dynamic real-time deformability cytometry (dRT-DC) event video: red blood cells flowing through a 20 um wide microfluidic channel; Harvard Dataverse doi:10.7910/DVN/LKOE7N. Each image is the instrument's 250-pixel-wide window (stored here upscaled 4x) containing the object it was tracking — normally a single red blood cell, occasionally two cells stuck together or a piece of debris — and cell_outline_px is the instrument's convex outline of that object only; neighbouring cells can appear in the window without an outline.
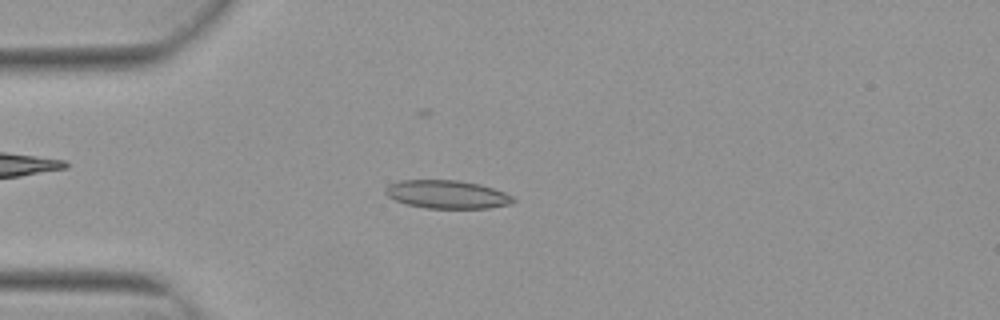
{"species": "Egyptian fruit bat (a non-hibernating species)", "species_latin": "Rousettus aegyptiacus", "temperature_condition": "warm", "stored_images_in_passage": 52, "camera_frame_rate_fps": 3000, "um_per_image_px": 0.085, "animal": {"sex": "female"}, "frame": {"image": 1, "passage_image": 13, "time_ms": 4.0, "image_size_px": [1000, 320], "cell_outline_px": [[516, 200], [512, 204], [488, 208], [424, 208], [408, 204], [396, 200], [388, 196], [384, 192], [384, 188], [388, 184], [400, 180], [460, 180], [480, 184], [504, 192], [512, 196]], "centroid_in_image_um": [37.99, 16.52], "position_along_channel_um": 47.0, "area_um2": 21.1}}
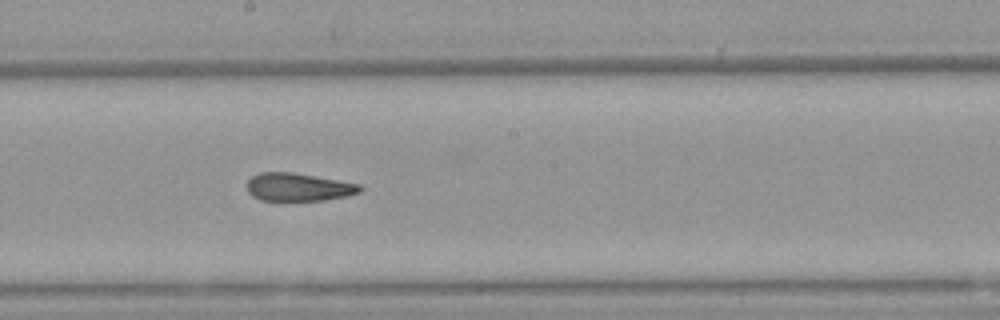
{"frame": {"image": 2, "passage_image": 28, "time_ms": 9.0, "image_size_px": [1000, 320], "cell_outline_px": [[364, 188], [360, 192], [348, 196], [324, 200], [260, 200], [252, 196], [248, 192], [248, 180], [252, 176], [260, 172], [292, 172], [360, 184]], "centroid_in_image_um": [25.38, 15.9], "position_along_channel_um": 222.8, "area_um2": 18.38}}
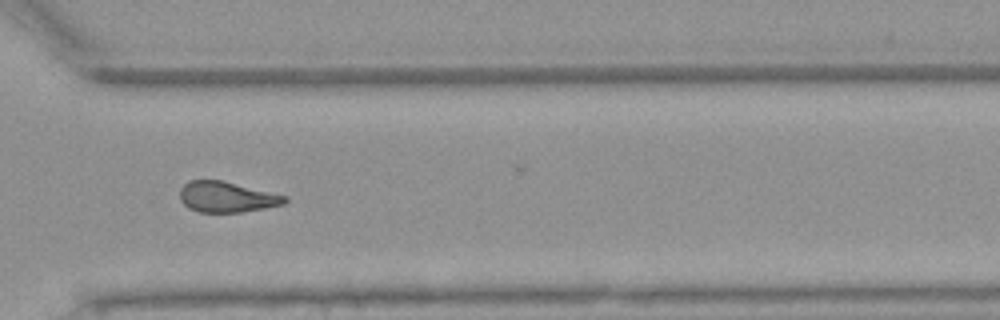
{"frame": {"image": 3, "passage_image": 38, "time_ms": 12.333, "image_size_px": [1000, 320], "cell_outline_px": [[288, 200], [284, 204], [264, 208], [240, 212], [196, 212], [188, 208], [180, 200], [180, 188], [188, 180], [220, 180], [288, 196]], "centroid_in_image_um": [19.25, 16.74], "position_along_channel_um": 351.4, "area_um2": 18.73}, "authors_computed_cell_mechanics": {"area_um2": 19.6809, "velocity_mm_per_s": 3.8477, "shape_relaxation_time_tau1_ms": null, "shape_relaxation_time_tau2_ms": 1.7542, "deformation_change_tau1": null, "deformation_change_tau2": 0.1014}}